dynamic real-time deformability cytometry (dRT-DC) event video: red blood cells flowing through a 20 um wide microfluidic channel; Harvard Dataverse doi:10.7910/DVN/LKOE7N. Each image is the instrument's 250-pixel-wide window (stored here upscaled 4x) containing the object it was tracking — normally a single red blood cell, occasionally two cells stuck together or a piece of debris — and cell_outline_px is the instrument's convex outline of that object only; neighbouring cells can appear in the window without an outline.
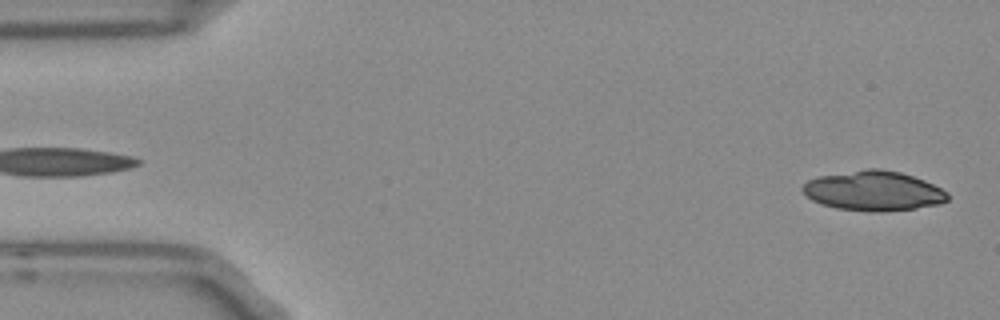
{"species": "Egyptian fruit bat (a non-hibernating species)", "species_latin": "Rousettus aegyptiacus", "temperature_condition": "room temperature", "stored_images_in_passage": 52, "segment_of_instrument_passage": [1, 2], "camera_frame_rate_fps": 3000, "um_per_image_px": 0.085, "frame": {"image": 1, "passage_image": 1, "time_ms": 0.0, "image_size_px": [1000, 320], "cell_outline_px": [[948, 200], [940, 204], [916, 208], [876, 212], [836, 208], [812, 200], [800, 188], [808, 180], [820, 176], [868, 168], [880, 168], [900, 172], [924, 180], [948, 192]], "centroid_in_image_um": [74.26, 16.22], "position_along_channel_um": 10.7, "area_um2": 33.35}}